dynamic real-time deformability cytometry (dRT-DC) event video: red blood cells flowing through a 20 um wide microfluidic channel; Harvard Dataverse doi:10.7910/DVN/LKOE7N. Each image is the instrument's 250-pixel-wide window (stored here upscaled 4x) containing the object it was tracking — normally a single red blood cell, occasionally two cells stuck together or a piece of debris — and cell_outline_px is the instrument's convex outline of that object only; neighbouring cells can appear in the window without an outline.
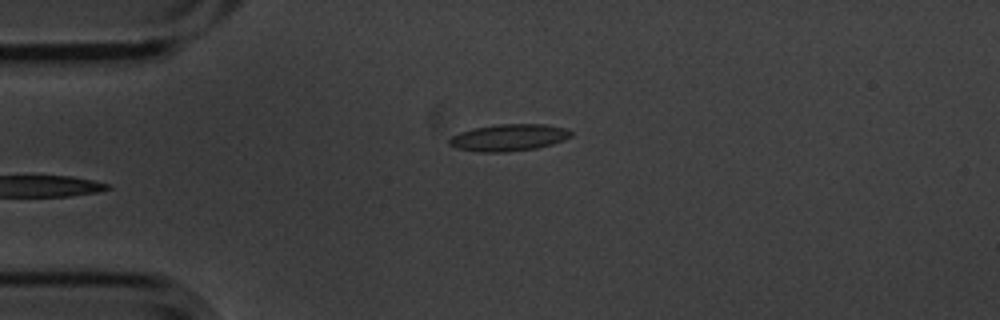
{"species": "common noctule bat (a hibernating species)", "species_latin": "Nyctalus noctula", "temperature_condition": "cold", "stored_images_in_passage": 6, "camera_frame_rate_fps": 3000, "um_per_image_px": 0.085, "animal": {"sex": "male", "body_mass_g": 20.1, "forearm_length_mm": 53.5}, "frame": {"image": 1, "passage_image": 6, "time_ms": 1.667, "image_size_px": [1000, 320], "cell_outline_px": [[572, 136], [564, 140], [552, 144], [536, 148], [504, 152], [476, 152], [456, 148], [448, 144], [448, 140], [452, 136], [460, 132], [472, 128], [496, 124], [544, 124], [564, 128], [572, 132]], "centroid_in_image_um": [43.21, 11.69], "position_along_channel_um": 41.8, "area_um2": 19.13}}